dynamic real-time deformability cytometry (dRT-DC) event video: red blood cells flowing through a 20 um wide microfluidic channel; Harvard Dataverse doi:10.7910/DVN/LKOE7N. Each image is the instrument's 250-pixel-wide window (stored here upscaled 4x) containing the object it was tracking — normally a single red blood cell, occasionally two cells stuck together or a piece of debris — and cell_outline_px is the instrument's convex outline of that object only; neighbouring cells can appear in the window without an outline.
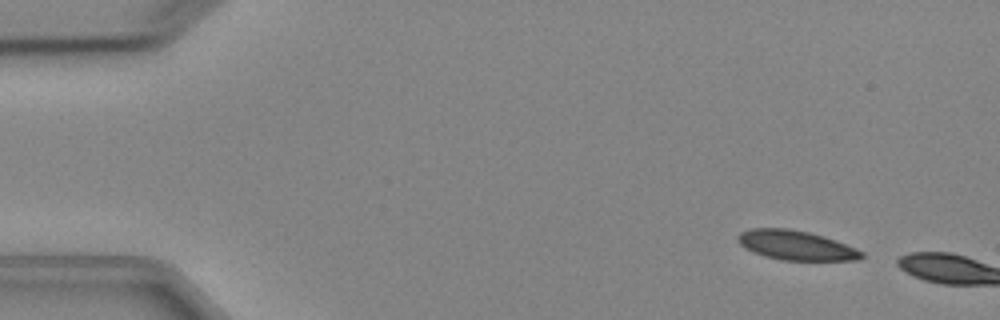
{"species": "Egyptian fruit bat (a non-hibernating species)", "species_latin": "Rousettus aegyptiacus", "temperature_condition": "cold", "stored_images_in_passage": 2, "camera_frame_rate_fps": 3000, "um_per_image_px": 0.085, "animal": {"sex": "female"}, "frame": {"image": 1, "passage_image": 1, "time_ms": 0.0, "image_size_px": [1000, 320], "cell_outline_px": [[864, 256], [856, 260], [780, 260], [764, 256], [752, 252], [744, 248], [736, 240], [736, 236], [740, 232], [748, 228], [788, 228], [808, 232], [824, 236], [856, 248], [864, 252]], "centroid_in_image_um": [67.6, 20.84], "position_along_channel_um": 17.4, "area_um2": 21.44}}